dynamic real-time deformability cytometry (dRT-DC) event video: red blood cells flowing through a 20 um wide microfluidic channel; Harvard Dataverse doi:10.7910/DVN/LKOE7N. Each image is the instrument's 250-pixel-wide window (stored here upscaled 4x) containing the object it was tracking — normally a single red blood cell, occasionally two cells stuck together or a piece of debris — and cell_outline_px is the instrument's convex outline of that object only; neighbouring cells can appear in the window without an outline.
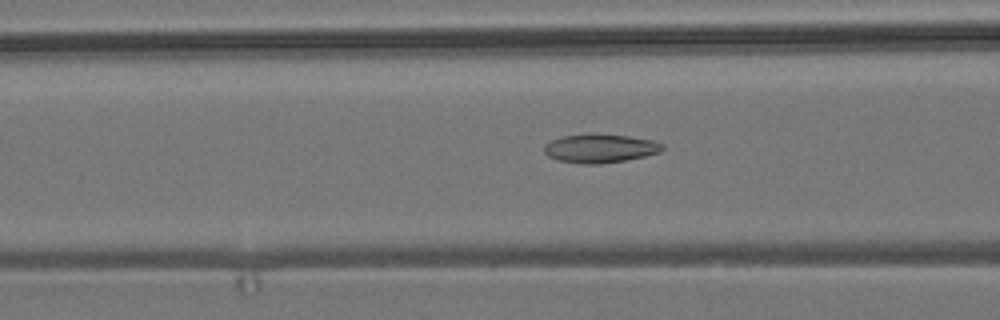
{"species": "common noctule bat (a hibernating species)", "species_latin": "Nyctalus noctula", "temperature_condition": "room temperature", "stored_images_in_passage": 56, "camera_frame_rate_fps": 3000, "um_per_image_px": 0.085, "animal": {"sex": "male", "body_mass_g": 19.2, "forearm_length_mm": 51.8}, "frame": {"image": 1, "passage_image": 22, "time_ms": 7.0, "image_size_px": [1000, 320], "cell_outline_px": [[664, 148], [660, 152], [644, 156], [624, 160], [600, 164], [580, 164], [560, 160], [548, 156], [544, 152], [544, 144], [560, 136], [588, 132], [592, 132], [628, 136], [652, 140], [664, 144]], "centroid_in_image_um": [50.98, 12.58], "position_along_channel_um": 115.6, "area_um2": 20.11}}
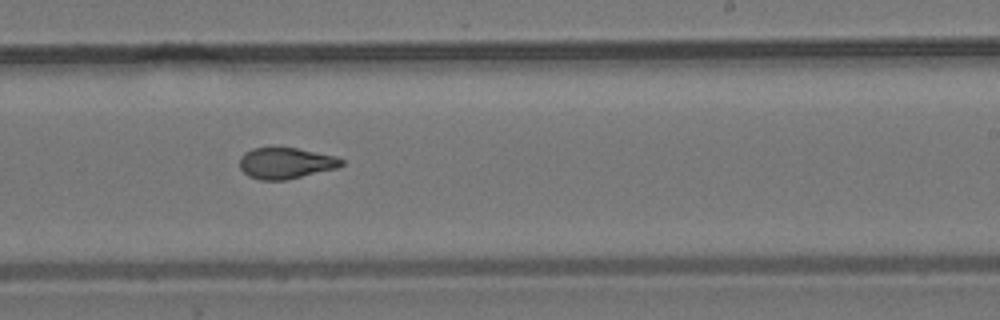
{"frame": {"image": 2, "passage_image": 34, "time_ms": 11.0, "image_size_px": [1000, 320], "cell_outline_px": [[344, 164], [336, 168], [284, 180], [260, 180], [248, 176], [240, 168], [240, 156], [244, 152], [252, 148], [296, 148], [336, 156], [344, 160]], "centroid_in_image_um": [24.27, 13.86], "position_along_channel_um": 264.7, "area_um2": 18.32}}
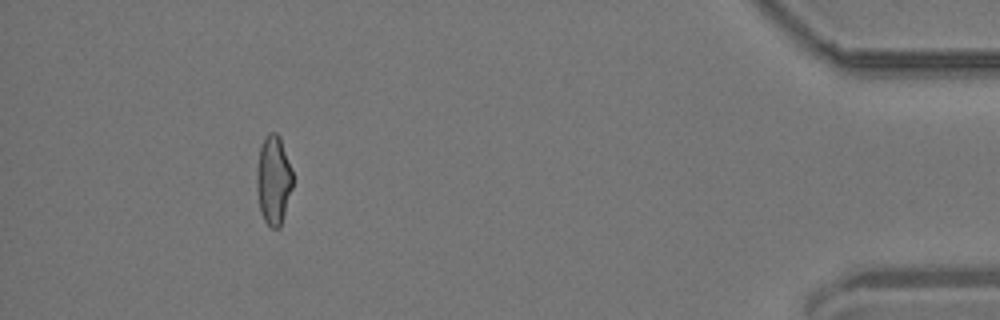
{"frame": {"image": 3, "passage_image": 51, "time_ms": 16.667, "image_size_px": [1000, 320], "cell_outline_px": [[292, 188], [280, 228], [272, 228], [264, 220], [260, 212], [256, 188], [256, 172], [260, 148], [264, 136], [268, 132], [276, 132], [280, 136], [292, 168]], "centroid_in_image_um": [23.24, 15.28], "position_along_channel_um": 412.0, "area_um2": 18.9}, "authors_computed_cell_mechanics": {"area_um2": 19.1896, "velocity_mm_per_s": 3.7245, "shape_relaxation_time_tau1_ms": null, "shape_relaxation_time_tau2_ms": 1.6522, "deformation_change_tau1": null, "deformation_change_tau2": 0.0848}}